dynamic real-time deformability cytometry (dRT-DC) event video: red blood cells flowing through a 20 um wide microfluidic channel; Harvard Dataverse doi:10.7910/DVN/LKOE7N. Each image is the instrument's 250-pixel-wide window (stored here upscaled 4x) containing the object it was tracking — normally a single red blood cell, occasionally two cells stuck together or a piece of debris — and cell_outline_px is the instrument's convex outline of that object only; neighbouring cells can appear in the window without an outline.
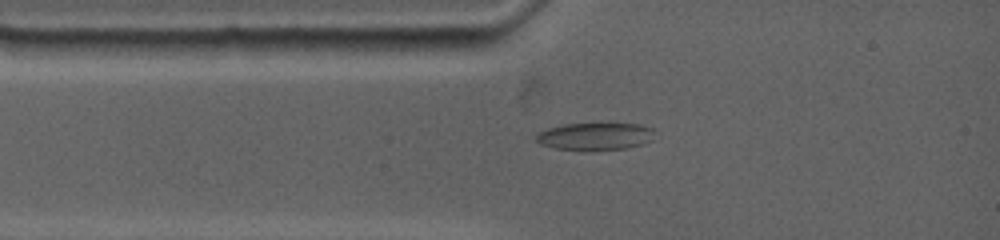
{"species": "common noctule bat (a hibernating species)", "species_latin": "Nyctalus noctula", "temperature_condition": "warm", "stored_images_in_passage": 69, "camera_frame_rate_fps": 4500, "um_per_image_px": 0.085, "animal": {"sex": "female", "body_mass_g": 19.0, "forearm_length_mm": 53.3}, "frame": {"image": 1, "passage_image": 1, "time_ms": 0.0, "image_size_px": [1000, 240], "cell_outline_px": [[652, 140], [644, 144], [628, 148], [588, 152], [584, 152], [556, 148], [540, 144], [536, 140], [536, 136], [540, 132], [548, 128], [564, 124], [640, 124], [652, 128]], "centroid_in_image_um": [50.58, 11.62], "position_along_channel_um": 34.4, "area_um2": 19.19}}
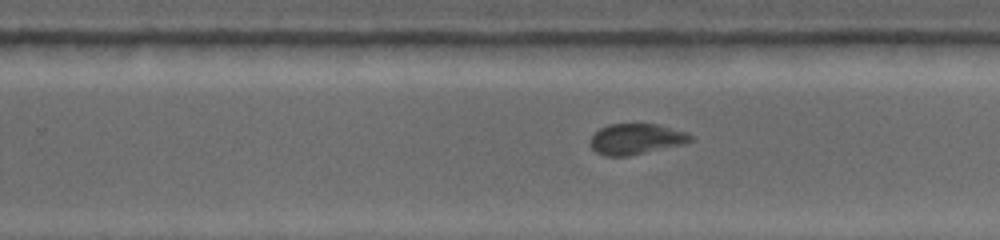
{"frame": {"image": 2, "passage_image": 29, "time_ms": 6.667, "image_size_px": [1000, 240], "cell_outline_px": [[692, 140], [684, 144], [628, 156], [604, 156], [596, 152], [588, 144], [588, 140], [600, 128], [608, 124], [660, 124], [684, 132], [692, 136]], "centroid_in_image_um": [54.02, 11.82], "position_along_channel_um": 275.8, "area_um2": 17.98}}
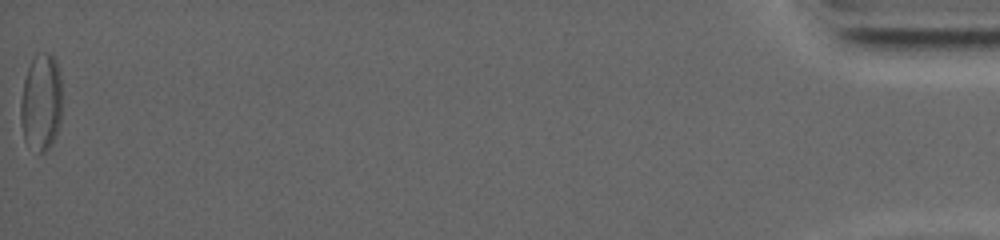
{"frame": {"image": 3, "passage_image": 69, "time_ms": 15.778, "image_size_px": [1000, 240], "cell_outline_px": [[60, 124], [56, 136], [52, 144], [44, 152], [40, 152], [24, 140], [20, 120], [20, 100], [24, 80], [28, 68], [32, 60], [36, 56], [48, 52], [52, 52], [56, 60], [60, 72]], "centroid_in_image_um": [3.49, 8.69], "position_along_channel_um": 431.7, "area_um2": 23.41}, "authors_computed_cell_mechanics": {"area_um2": 19.1896, "velocity_mm_per_s": 3.6507, "shape_relaxation_time_tau1_ms": 9.4029, "shape_relaxation_time_tau2_ms": 2.7111, "deformation_change_tau1": 0.1693, "deformation_change_tau2": 0.0718}}